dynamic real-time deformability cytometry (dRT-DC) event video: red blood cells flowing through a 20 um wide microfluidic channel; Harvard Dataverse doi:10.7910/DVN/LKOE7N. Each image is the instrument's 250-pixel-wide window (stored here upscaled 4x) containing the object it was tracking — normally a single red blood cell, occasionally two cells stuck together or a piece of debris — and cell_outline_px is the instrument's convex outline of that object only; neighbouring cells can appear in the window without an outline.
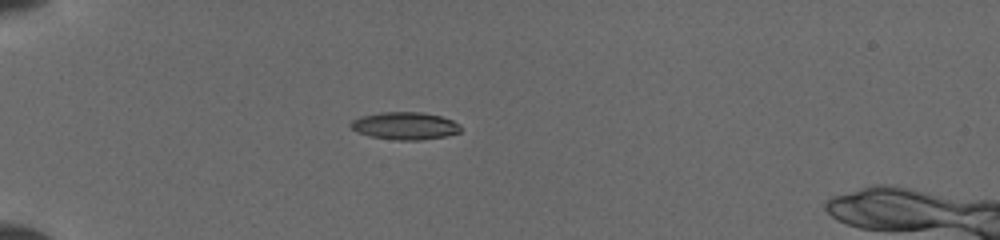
{"species": "common noctule bat (a hibernating species)", "species_latin": "Nyctalus noctula", "temperature_condition": "cold", "stored_images_in_passage": 28, "camera_frame_rate_fps": 3000, "um_per_image_px": 0.085, "animal": {"sex": "female", "body_mass_g": 19.5, "forearm_length_mm": 54.1}, "frame": {"image": 1, "passage_image": 1, "time_ms": 0.0, "image_size_px": [1000, 240], "cell_outline_px": [[460, 132], [444, 136], [420, 140], [400, 140], [372, 136], [360, 132], [352, 128], [348, 124], [352, 120], [360, 116], [380, 112], [424, 112], [440, 116], [452, 120], [460, 124]], "centroid_in_image_um": [34.43, 10.68], "position_along_channel_um": 50.6, "area_um2": 17.46}}
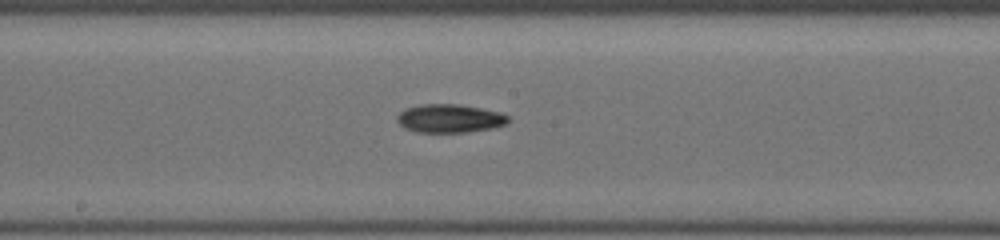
{"frame": {"image": 2, "passage_image": 16, "time_ms": 4.667, "image_size_px": [1000, 240], "cell_outline_px": [[508, 124], [492, 128], [468, 132], [416, 132], [404, 128], [396, 120], [396, 116], [404, 108], [420, 104], [456, 104], [480, 108], [500, 112], [508, 116]], "centroid_in_image_um": [38.19, 10.07], "position_along_channel_um": 210.0, "area_um2": 18.5}}
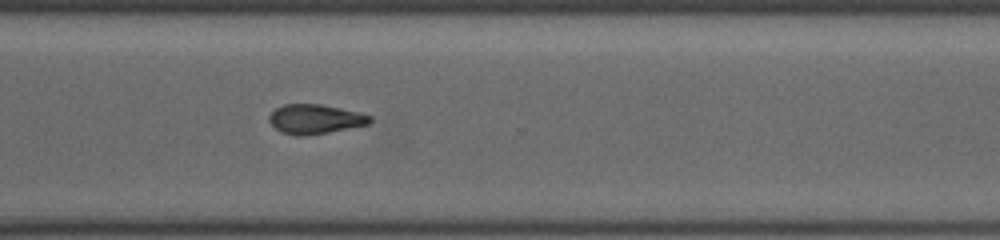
{"frame": {"image": 3, "passage_image": 28, "time_ms": 8.0, "image_size_px": [1000, 240], "cell_outline_px": [[372, 120], [368, 124], [328, 132], [300, 136], [296, 136], [284, 132], [276, 128], [268, 120], [268, 116], [276, 108], [284, 104], [320, 104], [356, 112], [372, 116]], "centroid_in_image_um": [26.76, 10.12], "position_along_channel_um": 343.8, "area_um2": 16.94}}